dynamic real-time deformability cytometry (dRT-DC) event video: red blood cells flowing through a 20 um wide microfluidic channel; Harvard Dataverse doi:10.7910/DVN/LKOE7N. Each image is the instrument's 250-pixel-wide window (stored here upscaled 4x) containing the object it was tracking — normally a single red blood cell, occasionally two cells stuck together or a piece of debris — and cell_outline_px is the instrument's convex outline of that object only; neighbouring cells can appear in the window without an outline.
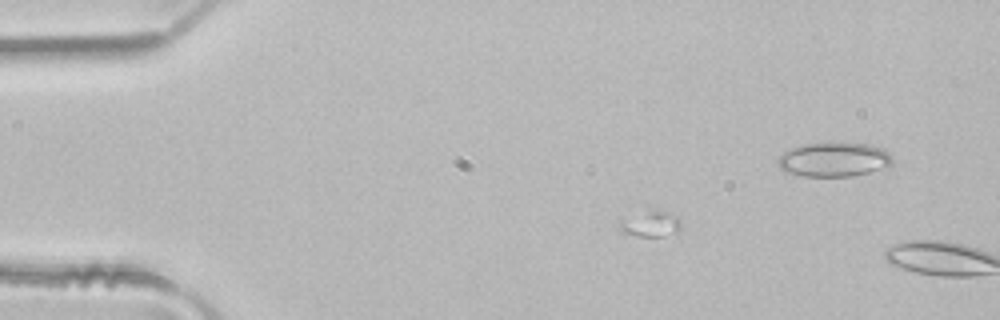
{"species": "common noctule bat (a hibernating species)", "species_latin": "Nyctalus noctula", "temperature_condition": "room temperature", "stored_images_in_passage": 6, "camera_frame_rate_fps": 3000, "um_per_image_px": 0.085, "animal": {"sex": "male", "body_mass_g": 21.5, "forearm_length_mm": 52.0}, "frame": {"image": 1, "passage_image": 4, "time_ms": 1.0, "image_size_px": [1000, 320], "cell_outline_px": [[680, 228], [676, 232], [660, 236], [640, 236], [624, 232], [620, 228], [620, 220], [644, 204], [660, 208], [672, 212], [680, 220]], "centroid_in_image_um": [55.27, 18.87], "position_along_channel_um": 29.7, "area_um2": 10.23}}